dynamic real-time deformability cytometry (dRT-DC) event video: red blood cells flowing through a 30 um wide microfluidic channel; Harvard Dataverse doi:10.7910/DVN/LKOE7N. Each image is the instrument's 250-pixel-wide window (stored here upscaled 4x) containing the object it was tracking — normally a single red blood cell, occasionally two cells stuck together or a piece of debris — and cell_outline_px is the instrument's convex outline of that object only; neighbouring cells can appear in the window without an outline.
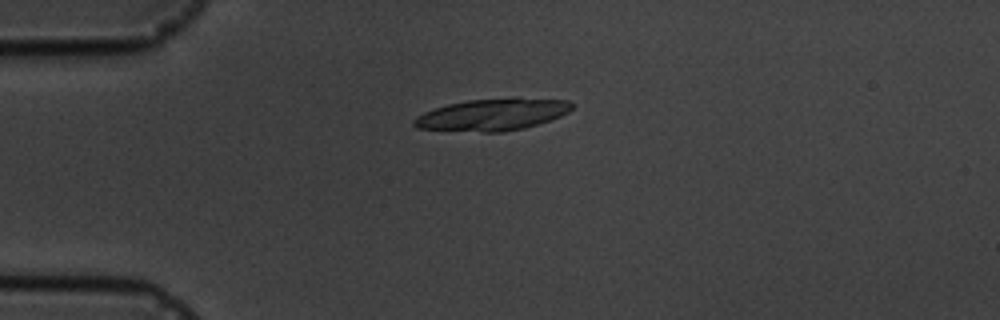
{"species": "common noctule bat (a hibernating species)", "species_latin": "Nyctalus noctula", "temperature_condition": "cold", "stored_images_in_passage": 8, "camera_frame_rate_fps": 3000, "um_per_image_px": 0.085, "animal": {"sex": "male", "body_mass_g": 19.5, "forearm_length_mm": 54.6}, "frame": {"image": 1, "passage_image": 2, "time_ms": 1.0, "image_size_px": [1000, 320], "cell_outline_px": [[572, 108], [568, 112], [560, 116], [524, 128], [504, 132], [484, 132], [416, 128], [412, 124], [412, 120], [416, 116], [424, 112], [448, 104], [468, 100], [512, 96], [516, 96], [568, 100], [572, 104]], "centroid_in_image_um": [41.87, 9.71], "position_along_channel_um": 43.1, "area_um2": 29.71}}